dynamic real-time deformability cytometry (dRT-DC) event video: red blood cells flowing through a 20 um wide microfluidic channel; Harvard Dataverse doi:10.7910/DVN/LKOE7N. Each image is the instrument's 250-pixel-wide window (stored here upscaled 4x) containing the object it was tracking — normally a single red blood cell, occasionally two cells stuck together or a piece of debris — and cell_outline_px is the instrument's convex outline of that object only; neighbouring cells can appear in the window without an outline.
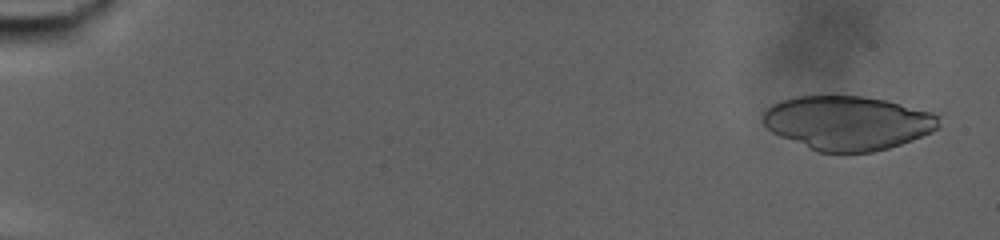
{"species": "human", "species_latin": "Homo sapiens", "temperature_condition": "warm", "stored_images_in_passage": 24, "camera_frame_rate_fps": 3000, "um_per_image_px": 0.085, "donor": {"sex": "male"}, "frame": {"image": 1, "passage_image": 4, "time_ms": 1.0, "image_size_px": [1000, 240], "cell_outline_px": [[940, 128], [932, 132], [912, 140], [888, 148], [872, 152], [816, 152], [780, 136], [772, 132], [760, 120], [764, 112], [772, 104], [796, 96], [860, 96], [884, 100], [932, 112], [940, 116]], "centroid_in_image_um": [72.05, 10.45], "position_along_channel_um": 12.9, "area_um2": 55.43}}